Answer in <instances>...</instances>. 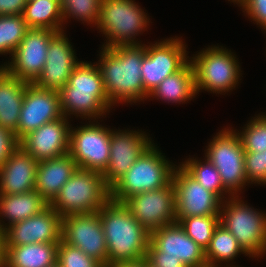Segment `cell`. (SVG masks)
Returning a JSON list of instances; mask_svg holds the SVG:
<instances>
[{"instance_id": "6da1fadb", "label": "cell", "mask_w": 266, "mask_h": 267, "mask_svg": "<svg viewBox=\"0 0 266 267\" xmlns=\"http://www.w3.org/2000/svg\"><path fill=\"white\" fill-rule=\"evenodd\" d=\"M101 50L97 66L110 103L132 104L148 99L149 94L144 90L141 76L145 45H119Z\"/></svg>"}, {"instance_id": "7a4b0ae2", "label": "cell", "mask_w": 266, "mask_h": 267, "mask_svg": "<svg viewBox=\"0 0 266 267\" xmlns=\"http://www.w3.org/2000/svg\"><path fill=\"white\" fill-rule=\"evenodd\" d=\"M107 246V267L145 259L150 232L124 204L110 200L98 211Z\"/></svg>"}, {"instance_id": "3957f363", "label": "cell", "mask_w": 266, "mask_h": 267, "mask_svg": "<svg viewBox=\"0 0 266 267\" xmlns=\"http://www.w3.org/2000/svg\"><path fill=\"white\" fill-rule=\"evenodd\" d=\"M58 92L61 112L65 117L75 114L96 120L99 116H105L112 106L100 70L97 64L91 62L81 61L72 71L68 83Z\"/></svg>"}, {"instance_id": "277c9868", "label": "cell", "mask_w": 266, "mask_h": 267, "mask_svg": "<svg viewBox=\"0 0 266 267\" xmlns=\"http://www.w3.org/2000/svg\"><path fill=\"white\" fill-rule=\"evenodd\" d=\"M111 200V188L101 173L77 168L49 204L62 217L94 213Z\"/></svg>"}, {"instance_id": "5b68a950", "label": "cell", "mask_w": 266, "mask_h": 267, "mask_svg": "<svg viewBox=\"0 0 266 267\" xmlns=\"http://www.w3.org/2000/svg\"><path fill=\"white\" fill-rule=\"evenodd\" d=\"M152 143L111 187V200L124 203L133 195L158 190L172 181L176 165L170 164Z\"/></svg>"}, {"instance_id": "8992f818", "label": "cell", "mask_w": 266, "mask_h": 267, "mask_svg": "<svg viewBox=\"0 0 266 267\" xmlns=\"http://www.w3.org/2000/svg\"><path fill=\"white\" fill-rule=\"evenodd\" d=\"M224 202L220 206L219 223L232 233L249 257L265 255L266 214L244 204L238 196Z\"/></svg>"}, {"instance_id": "52a82bcc", "label": "cell", "mask_w": 266, "mask_h": 267, "mask_svg": "<svg viewBox=\"0 0 266 267\" xmlns=\"http://www.w3.org/2000/svg\"><path fill=\"white\" fill-rule=\"evenodd\" d=\"M148 23L149 18L134 0H101L96 26L108 39L102 47L140 45L134 37L145 31Z\"/></svg>"}, {"instance_id": "ba28073f", "label": "cell", "mask_w": 266, "mask_h": 267, "mask_svg": "<svg viewBox=\"0 0 266 267\" xmlns=\"http://www.w3.org/2000/svg\"><path fill=\"white\" fill-rule=\"evenodd\" d=\"M189 61L193 67L197 93L202 89L218 94L226 93L239 83L241 69L238 61L223 46L203 49Z\"/></svg>"}, {"instance_id": "9c48e42d", "label": "cell", "mask_w": 266, "mask_h": 267, "mask_svg": "<svg viewBox=\"0 0 266 267\" xmlns=\"http://www.w3.org/2000/svg\"><path fill=\"white\" fill-rule=\"evenodd\" d=\"M244 155L241 138L231 129L225 128L218 132L207 147L205 156L217 169L230 196H236L246 182L248 183Z\"/></svg>"}, {"instance_id": "30bf717a", "label": "cell", "mask_w": 266, "mask_h": 267, "mask_svg": "<svg viewBox=\"0 0 266 267\" xmlns=\"http://www.w3.org/2000/svg\"><path fill=\"white\" fill-rule=\"evenodd\" d=\"M111 129L99 124L70 130L69 151L77 168L103 173L110 160Z\"/></svg>"}, {"instance_id": "8fae6325", "label": "cell", "mask_w": 266, "mask_h": 267, "mask_svg": "<svg viewBox=\"0 0 266 267\" xmlns=\"http://www.w3.org/2000/svg\"><path fill=\"white\" fill-rule=\"evenodd\" d=\"M180 38L164 39L145 45L141 76L144 90L150 94L166 77L179 71L189 60Z\"/></svg>"}, {"instance_id": "7c38bea8", "label": "cell", "mask_w": 266, "mask_h": 267, "mask_svg": "<svg viewBox=\"0 0 266 267\" xmlns=\"http://www.w3.org/2000/svg\"><path fill=\"white\" fill-rule=\"evenodd\" d=\"M175 188L176 220L184 217L219 215L222 200L205 189L182 166H176L172 175Z\"/></svg>"}, {"instance_id": "4fadbf2b", "label": "cell", "mask_w": 266, "mask_h": 267, "mask_svg": "<svg viewBox=\"0 0 266 267\" xmlns=\"http://www.w3.org/2000/svg\"><path fill=\"white\" fill-rule=\"evenodd\" d=\"M58 32L30 28L12 53L11 62L2 67L20 80L33 83L42 72L51 39Z\"/></svg>"}, {"instance_id": "5bb4252c", "label": "cell", "mask_w": 266, "mask_h": 267, "mask_svg": "<svg viewBox=\"0 0 266 267\" xmlns=\"http://www.w3.org/2000/svg\"><path fill=\"white\" fill-rule=\"evenodd\" d=\"M62 240L107 267V246L98 212L64 216Z\"/></svg>"}, {"instance_id": "9a60e30c", "label": "cell", "mask_w": 266, "mask_h": 267, "mask_svg": "<svg viewBox=\"0 0 266 267\" xmlns=\"http://www.w3.org/2000/svg\"><path fill=\"white\" fill-rule=\"evenodd\" d=\"M124 204L149 232L176 222L175 188L172 181L158 190L133 195Z\"/></svg>"}, {"instance_id": "2e32d148", "label": "cell", "mask_w": 266, "mask_h": 267, "mask_svg": "<svg viewBox=\"0 0 266 267\" xmlns=\"http://www.w3.org/2000/svg\"><path fill=\"white\" fill-rule=\"evenodd\" d=\"M62 218L49 205L39 214L7 226L4 230V246L60 242Z\"/></svg>"}, {"instance_id": "e0dca14e", "label": "cell", "mask_w": 266, "mask_h": 267, "mask_svg": "<svg viewBox=\"0 0 266 267\" xmlns=\"http://www.w3.org/2000/svg\"><path fill=\"white\" fill-rule=\"evenodd\" d=\"M61 117L63 114L59 92L28 83L19 117L17 139L20 141L29 132Z\"/></svg>"}, {"instance_id": "ac0fdd59", "label": "cell", "mask_w": 266, "mask_h": 267, "mask_svg": "<svg viewBox=\"0 0 266 267\" xmlns=\"http://www.w3.org/2000/svg\"><path fill=\"white\" fill-rule=\"evenodd\" d=\"M152 143V140L140 131L111 130L110 160L102 173L106 184L111 188Z\"/></svg>"}, {"instance_id": "d6986e66", "label": "cell", "mask_w": 266, "mask_h": 267, "mask_svg": "<svg viewBox=\"0 0 266 267\" xmlns=\"http://www.w3.org/2000/svg\"><path fill=\"white\" fill-rule=\"evenodd\" d=\"M64 31L58 32L50 41L45 65L33 82L39 88L59 91L68 83L75 67L81 62L76 59Z\"/></svg>"}, {"instance_id": "ffe728a7", "label": "cell", "mask_w": 266, "mask_h": 267, "mask_svg": "<svg viewBox=\"0 0 266 267\" xmlns=\"http://www.w3.org/2000/svg\"><path fill=\"white\" fill-rule=\"evenodd\" d=\"M68 118L63 116L29 132L19 142L38 162L61 157L69 151Z\"/></svg>"}, {"instance_id": "44dd1931", "label": "cell", "mask_w": 266, "mask_h": 267, "mask_svg": "<svg viewBox=\"0 0 266 267\" xmlns=\"http://www.w3.org/2000/svg\"><path fill=\"white\" fill-rule=\"evenodd\" d=\"M150 241L163 256L177 257L187 267H207L205 250L185 233L178 222L152 230Z\"/></svg>"}, {"instance_id": "7402d4cb", "label": "cell", "mask_w": 266, "mask_h": 267, "mask_svg": "<svg viewBox=\"0 0 266 267\" xmlns=\"http://www.w3.org/2000/svg\"><path fill=\"white\" fill-rule=\"evenodd\" d=\"M38 163L19 145L0 167V194H20L35 190Z\"/></svg>"}, {"instance_id": "603a6c76", "label": "cell", "mask_w": 266, "mask_h": 267, "mask_svg": "<svg viewBox=\"0 0 266 267\" xmlns=\"http://www.w3.org/2000/svg\"><path fill=\"white\" fill-rule=\"evenodd\" d=\"M76 169L77 165L69 153L40 161L36 172L35 190L50 204Z\"/></svg>"}, {"instance_id": "cb8c5ba5", "label": "cell", "mask_w": 266, "mask_h": 267, "mask_svg": "<svg viewBox=\"0 0 266 267\" xmlns=\"http://www.w3.org/2000/svg\"><path fill=\"white\" fill-rule=\"evenodd\" d=\"M27 85V81L11 75L0 66V126L13 131L16 138Z\"/></svg>"}, {"instance_id": "d4e9b609", "label": "cell", "mask_w": 266, "mask_h": 267, "mask_svg": "<svg viewBox=\"0 0 266 267\" xmlns=\"http://www.w3.org/2000/svg\"><path fill=\"white\" fill-rule=\"evenodd\" d=\"M58 243L4 246V267H51L57 263Z\"/></svg>"}, {"instance_id": "484cf974", "label": "cell", "mask_w": 266, "mask_h": 267, "mask_svg": "<svg viewBox=\"0 0 266 267\" xmlns=\"http://www.w3.org/2000/svg\"><path fill=\"white\" fill-rule=\"evenodd\" d=\"M48 206L49 203L36 190L20 194H0V217L9 221V224H3L0 220V229L4 231L7 225L37 215Z\"/></svg>"}, {"instance_id": "4316f807", "label": "cell", "mask_w": 266, "mask_h": 267, "mask_svg": "<svg viewBox=\"0 0 266 267\" xmlns=\"http://www.w3.org/2000/svg\"><path fill=\"white\" fill-rule=\"evenodd\" d=\"M196 94L194 71L188 61L179 71L166 77L149 97L180 104L194 98Z\"/></svg>"}, {"instance_id": "83f0119b", "label": "cell", "mask_w": 266, "mask_h": 267, "mask_svg": "<svg viewBox=\"0 0 266 267\" xmlns=\"http://www.w3.org/2000/svg\"><path fill=\"white\" fill-rule=\"evenodd\" d=\"M22 16L29 28L64 31L60 0H28Z\"/></svg>"}, {"instance_id": "f1b7e54d", "label": "cell", "mask_w": 266, "mask_h": 267, "mask_svg": "<svg viewBox=\"0 0 266 267\" xmlns=\"http://www.w3.org/2000/svg\"><path fill=\"white\" fill-rule=\"evenodd\" d=\"M239 253H244L246 256L248 255L238 244L232 233L219 223L213 232V236L208 247L205 250L207 267H219L218 264L223 261L229 263V261H232L235 257H237Z\"/></svg>"}, {"instance_id": "f546056e", "label": "cell", "mask_w": 266, "mask_h": 267, "mask_svg": "<svg viewBox=\"0 0 266 267\" xmlns=\"http://www.w3.org/2000/svg\"><path fill=\"white\" fill-rule=\"evenodd\" d=\"M204 162L194 159V157L188 158L187 161L182 162V167L192 175L197 182L205 189L215 193L222 201L224 198L223 193H230L224 188L220 174L217 169L205 158ZM224 191V192H223Z\"/></svg>"}, {"instance_id": "4dcf8cb0", "label": "cell", "mask_w": 266, "mask_h": 267, "mask_svg": "<svg viewBox=\"0 0 266 267\" xmlns=\"http://www.w3.org/2000/svg\"><path fill=\"white\" fill-rule=\"evenodd\" d=\"M30 28L22 15L0 16V54H11Z\"/></svg>"}, {"instance_id": "1f68e13d", "label": "cell", "mask_w": 266, "mask_h": 267, "mask_svg": "<svg viewBox=\"0 0 266 267\" xmlns=\"http://www.w3.org/2000/svg\"><path fill=\"white\" fill-rule=\"evenodd\" d=\"M185 231L202 249L208 247L215 228L219 225V215L191 216L176 220Z\"/></svg>"}, {"instance_id": "d6a6232c", "label": "cell", "mask_w": 266, "mask_h": 267, "mask_svg": "<svg viewBox=\"0 0 266 267\" xmlns=\"http://www.w3.org/2000/svg\"><path fill=\"white\" fill-rule=\"evenodd\" d=\"M63 21L72 17L88 24H95L99 20L101 0H60Z\"/></svg>"}, {"instance_id": "836d02e7", "label": "cell", "mask_w": 266, "mask_h": 267, "mask_svg": "<svg viewBox=\"0 0 266 267\" xmlns=\"http://www.w3.org/2000/svg\"><path fill=\"white\" fill-rule=\"evenodd\" d=\"M257 117V118H256ZM253 117L238 135L245 152L266 150V114Z\"/></svg>"}, {"instance_id": "e575fe53", "label": "cell", "mask_w": 266, "mask_h": 267, "mask_svg": "<svg viewBox=\"0 0 266 267\" xmlns=\"http://www.w3.org/2000/svg\"><path fill=\"white\" fill-rule=\"evenodd\" d=\"M57 264L59 267H104L93 257L63 240L58 243Z\"/></svg>"}, {"instance_id": "d590c367", "label": "cell", "mask_w": 266, "mask_h": 267, "mask_svg": "<svg viewBox=\"0 0 266 267\" xmlns=\"http://www.w3.org/2000/svg\"><path fill=\"white\" fill-rule=\"evenodd\" d=\"M244 165L248 183L266 184V171L263 169L262 152H245Z\"/></svg>"}, {"instance_id": "8d00e7d4", "label": "cell", "mask_w": 266, "mask_h": 267, "mask_svg": "<svg viewBox=\"0 0 266 267\" xmlns=\"http://www.w3.org/2000/svg\"><path fill=\"white\" fill-rule=\"evenodd\" d=\"M145 260L150 267H187L177 257L163 256V253L150 241Z\"/></svg>"}, {"instance_id": "74e56055", "label": "cell", "mask_w": 266, "mask_h": 267, "mask_svg": "<svg viewBox=\"0 0 266 267\" xmlns=\"http://www.w3.org/2000/svg\"><path fill=\"white\" fill-rule=\"evenodd\" d=\"M239 5L250 20L252 19L266 30V0H243Z\"/></svg>"}, {"instance_id": "f35d334b", "label": "cell", "mask_w": 266, "mask_h": 267, "mask_svg": "<svg viewBox=\"0 0 266 267\" xmlns=\"http://www.w3.org/2000/svg\"><path fill=\"white\" fill-rule=\"evenodd\" d=\"M19 142L13 131L0 126V167L20 145Z\"/></svg>"}, {"instance_id": "ab89813d", "label": "cell", "mask_w": 266, "mask_h": 267, "mask_svg": "<svg viewBox=\"0 0 266 267\" xmlns=\"http://www.w3.org/2000/svg\"><path fill=\"white\" fill-rule=\"evenodd\" d=\"M28 0H0V16L22 15Z\"/></svg>"}, {"instance_id": "60d3db41", "label": "cell", "mask_w": 266, "mask_h": 267, "mask_svg": "<svg viewBox=\"0 0 266 267\" xmlns=\"http://www.w3.org/2000/svg\"><path fill=\"white\" fill-rule=\"evenodd\" d=\"M111 267H150L148 262L143 259L137 262L120 263Z\"/></svg>"}, {"instance_id": "b9f144b4", "label": "cell", "mask_w": 266, "mask_h": 267, "mask_svg": "<svg viewBox=\"0 0 266 267\" xmlns=\"http://www.w3.org/2000/svg\"><path fill=\"white\" fill-rule=\"evenodd\" d=\"M4 231L0 229V267H4Z\"/></svg>"}, {"instance_id": "7bdbcfd3", "label": "cell", "mask_w": 266, "mask_h": 267, "mask_svg": "<svg viewBox=\"0 0 266 267\" xmlns=\"http://www.w3.org/2000/svg\"><path fill=\"white\" fill-rule=\"evenodd\" d=\"M263 169L266 171V150L262 152Z\"/></svg>"}, {"instance_id": "ee69618b", "label": "cell", "mask_w": 266, "mask_h": 267, "mask_svg": "<svg viewBox=\"0 0 266 267\" xmlns=\"http://www.w3.org/2000/svg\"><path fill=\"white\" fill-rule=\"evenodd\" d=\"M230 1V0H229ZM232 2H235L236 4H240L243 0H231Z\"/></svg>"}, {"instance_id": "f6af8a7d", "label": "cell", "mask_w": 266, "mask_h": 267, "mask_svg": "<svg viewBox=\"0 0 266 267\" xmlns=\"http://www.w3.org/2000/svg\"><path fill=\"white\" fill-rule=\"evenodd\" d=\"M51 267H59V265L56 263L55 265L51 266Z\"/></svg>"}]
</instances>
